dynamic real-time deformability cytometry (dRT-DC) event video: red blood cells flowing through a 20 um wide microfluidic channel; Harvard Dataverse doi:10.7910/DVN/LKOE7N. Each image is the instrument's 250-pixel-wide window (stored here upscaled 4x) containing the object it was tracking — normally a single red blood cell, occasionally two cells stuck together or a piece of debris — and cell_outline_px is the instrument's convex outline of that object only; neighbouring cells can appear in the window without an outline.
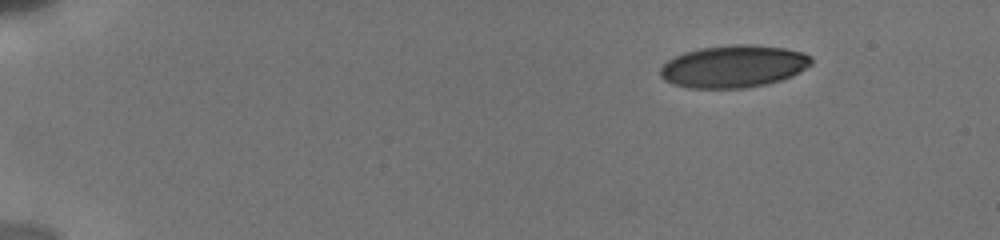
{"species": "human", "species_latin": "Homo sapiens", "temperature_condition": "cold", "stored_images_in_passage": 17, "camera_frame_rate_fps": 3000, "um_per_image_px": 0.085, "donor": {"sex": "male"}, "frame": {"image": 1, "passage_image": 1, "time_ms": 0.0, "image_size_px": [1000, 240], "cell_outline_px": [[812, 64], [792, 76], [784, 80], [768, 84], [744, 88], [688, 88], [672, 84], [664, 80], [660, 76], [660, 68], [668, 60], [684, 52], [700, 48], [732, 44], [752, 44], [784, 48], [804, 52], [812, 56]], "centroid_in_image_um": [62.37, 5.64], "position_along_channel_um": 22.6, "area_um2": 37.63}}
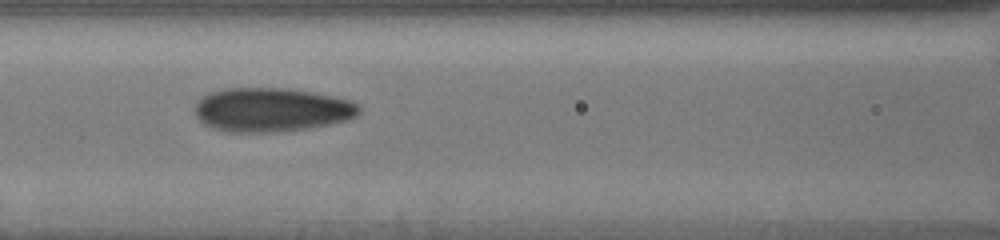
{"frame": {"image": 2, "passage_image": 15, "time_ms": 6.333, "image_size_px": [1000, 240], "cell_outline_px": [[360, 112], [356, 116], [348, 120], [308, 128], [280, 132], [228, 132], [212, 128], [204, 124], [196, 116], [196, 104], [204, 96], [212, 92], [224, 88], [288, 88], [312, 92], [332, 96], [348, 100], [356, 104], [360, 108]], "centroid_in_image_um": [23.08, 9.34], "position_along_channel_um": 143.5, "area_um2": 41.91}}
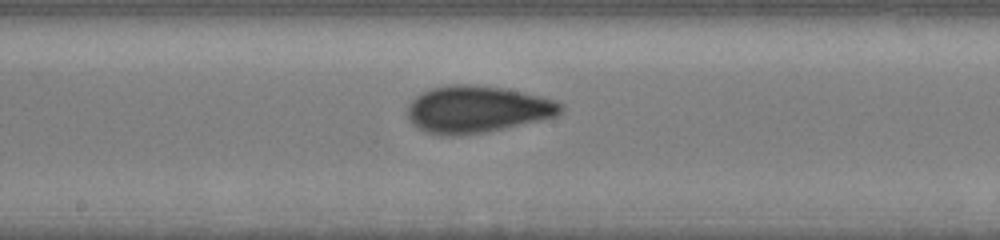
{"frame": {"image": 3, "passage_image": 17, "time_ms": 8.0, "image_size_px": [1000, 240], "cell_outline_px": [[564, 108], [556, 116], [540, 120], [484, 132], [460, 136], [444, 136], [428, 132], [416, 128], [412, 124], [408, 116], [408, 104], [416, 96], [432, 88], [448, 84], [472, 84], [504, 88], [556, 100], [564, 104]], "centroid_in_image_um": [40.54, 9.29], "position_along_channel_um": 207.7, "area_um2": 41.91}}